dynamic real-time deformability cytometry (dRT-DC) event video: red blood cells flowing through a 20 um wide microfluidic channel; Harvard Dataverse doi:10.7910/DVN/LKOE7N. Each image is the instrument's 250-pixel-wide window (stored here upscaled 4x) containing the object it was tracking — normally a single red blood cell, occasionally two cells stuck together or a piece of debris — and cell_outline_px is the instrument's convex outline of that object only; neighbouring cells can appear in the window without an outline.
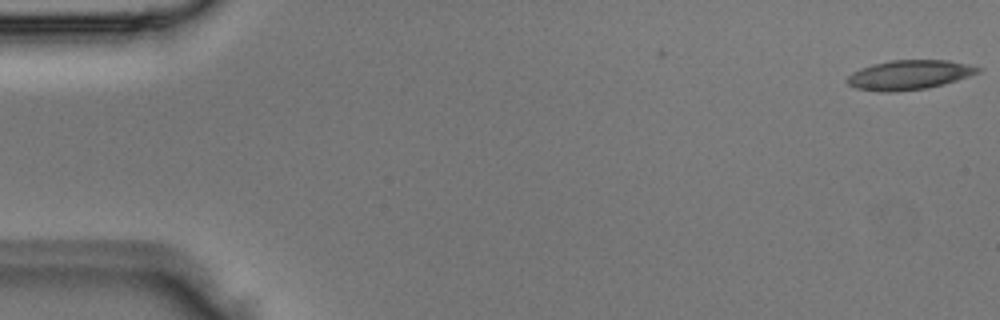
{"species": "Egyptian fruit bat (a non-hibernating species)", "species_latin": "Rousettus aegyptiacus", "temperature_condition": "room temperature", "stored_images_in_passage": 6, "segment_of_instrument_passage": [1, 2], "camera_frame_rate_fps": 3000, "um_per_image_px": 0.085, "animal": {"sex": "male"}, "frame": {"image": 1, "passage_image": 1, "time_ms": 0.0, "image_size_px": [1000, 320], "cell_outline_px": [[984, 68], [980, 72], [944, 84], [928, 88], [896, 92], [880, 92], [856, 88], [848, 84], [848, 76], [852, 72], [860, 68], [872, 64], [892, 60], [948, 60], [968, 64]], "centroid_in_image_um": [77.29, 6.36], "position_along_channel_um": 7.7, "area_um2": 22.54}}
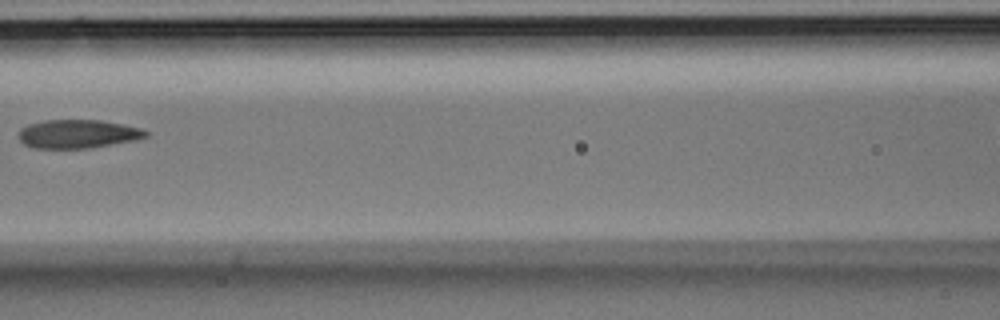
{"frame": {"image": 2, "passage_image": 5, "time_ms": 1.333, "image_size_px": [1000, 320], "cell_outline_px": [[148, 136], [136, 140], [92, 148], [36, 148], [24, 144], [20, 140], [20, 128], [28, 124], [44, 120], [100, 120], [124, 124], [144, 128], [148, 132]], "centroid_in_image_um": [6.67, 11.38], "position_along_channel_um": 159.9, "area_um2": 21.33}}